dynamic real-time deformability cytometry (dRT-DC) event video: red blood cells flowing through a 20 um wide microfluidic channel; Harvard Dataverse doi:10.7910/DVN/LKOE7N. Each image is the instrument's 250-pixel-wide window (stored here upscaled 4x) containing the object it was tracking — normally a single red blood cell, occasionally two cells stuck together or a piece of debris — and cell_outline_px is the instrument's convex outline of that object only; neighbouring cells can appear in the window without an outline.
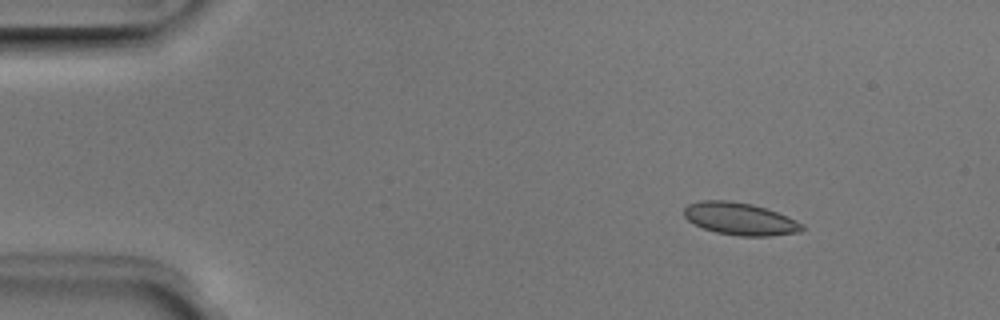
{"species": "Egyptian fruit bat (a non-hibernating species)", "species_latin": "Rousettus aegyptiacus", "temperature_condition": "room temperature", "stored_images_in_passage": 5, "segment_of_instrument_passage": [1, 2], "camera_frame_rate_fps": 3000, "um_per_image_px": 0.085, "animal": {"sex": "male"}, "frame": {"image": 1, "passage_image": 2, "time_ms": 0.333, "image_size_px": [1000, 320], "cell_outline_px": [[804, 228], [800, 232], [772, 236], [740, 236], [716, 232], [704, 228], [688, 220], [684, 216], [684, 208], [688, 204], [700, 200], [728, 200], [752, 204], [776, 212], [796, 220], [804, 224]], "centroid_in_image_um": [62.9, 18.6], "position_along_channel_um": 22.1, "area_um2": 22.2}}
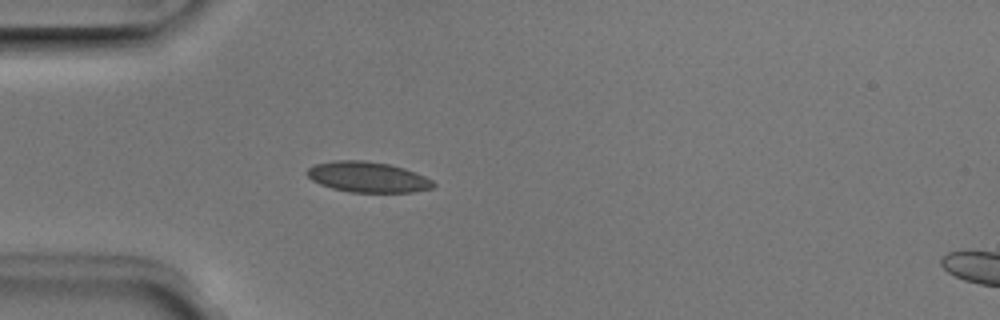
{"frame": {"image": 2, "passage_image": 4, "time_ms": 1.0, "image_size_px": [1000, 320], "cell_outline_px": [[436, 184], [432, 188], [412, 192], [352, 192], [332, 188], [320, 184], [312, 180], [304, 172], [308, 168], [316, 164], [336, 160], [364, 160], [388, 164], [404, 168], [416, 172], [432, 180]], "centroid_in_image_um": [31.25, 15.04], "position_along_channel_um": 53.7, "area_um2": 22.43}}